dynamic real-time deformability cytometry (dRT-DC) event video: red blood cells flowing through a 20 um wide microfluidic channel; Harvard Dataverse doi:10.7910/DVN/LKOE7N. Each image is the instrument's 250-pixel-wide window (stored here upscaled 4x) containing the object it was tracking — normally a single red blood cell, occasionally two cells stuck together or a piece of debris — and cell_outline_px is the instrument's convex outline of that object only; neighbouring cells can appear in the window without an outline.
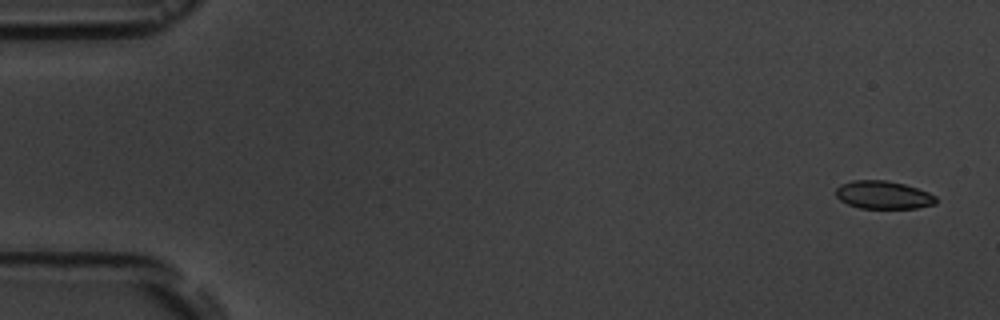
{"species": "common noctule bat (a hibernating species)", "species_latin": "Nyctalus noctula", "temperature_condition": "room temperature", "stored_images_in_passage": 5, "camera_frame_rate_fps": 3000, "um_per_image_px": 0.085, "animal": {"sex": "male", "body_mass_g": 19.5, "forearm_length_mm": 54.6}, "frame": {"image": 1, "passage_image": 1, "time_ms": 0.0, "image_size_px": [1000, 320], "cell_outline_px": [[936, 204], [916, 208], [860, 208], [848, 204], [840, 200], [836, 196], [836, 188], [840, 184], [852, 180], [888, 180], [904, 184], [928, 192], [936, 196]], "centroid_in_image_um": [75.07, 16.56], "position_along_channel_um": 9.9, "area_um2": 16.36}}
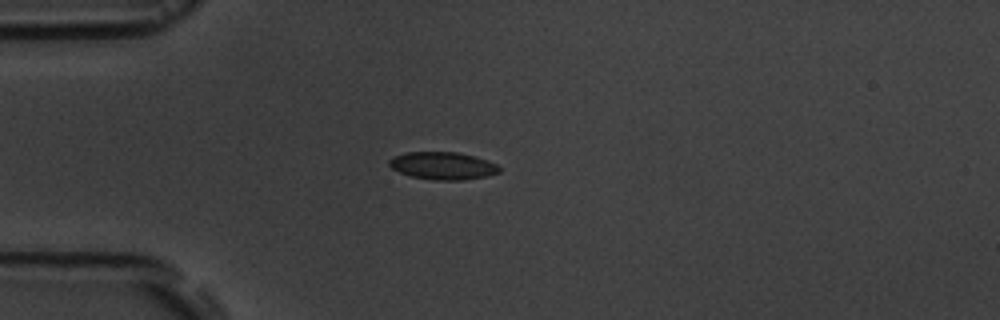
{"frame": {"image": 2, "passage_image": 4, "time_ms": 4.333, "image_size_px": [1000, 320], "cell_outline_px": [[500, 172], [488, 176], [464, 180], [436, 180], [412, 176], [400, 172], [392, 168], [388, 164], [388, 160], [392, 156], [404, 152], [456, 152], [476, 156], [488, 160], [496, 164], [500, 168]], "centroid_in_image_um": [37.64, 14.08], "position_along_channel_um": 47.4, "area_um2": 17.8}}